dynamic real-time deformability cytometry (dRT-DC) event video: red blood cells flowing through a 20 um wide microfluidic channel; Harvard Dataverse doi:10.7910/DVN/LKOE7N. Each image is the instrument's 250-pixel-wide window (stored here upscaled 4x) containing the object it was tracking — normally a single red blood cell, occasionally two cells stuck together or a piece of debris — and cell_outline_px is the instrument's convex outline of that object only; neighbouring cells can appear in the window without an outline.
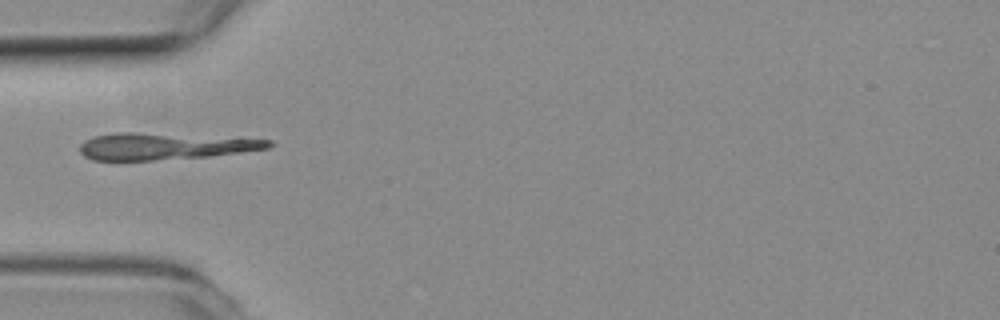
{"species": "common noctule bat (a hibernating species)", "species_latin": "Nyctalus noctula", "temperature_condition": "room temperature", "stored_images_in_passage": 33, "camera_frame_rate_fps": 3000, "um_per_image_px": 0.085, "animal": {"sex": "female", "body_mass_g": 19.3, "forearm_length_mm": 54.1}, "frame": {"image": 1, "passage_image": 1, "time_ms": 0.0, "image_size_px": [1000, 320], "cell_outline_px": [[272, 144], [268, 148], [208, 156], [152, 160], [92, 160], [84, 156], [80, 152], [80, 144], [84, 140], [92, 136], [116, 132], [136, 132], [272, 140]], "centroid_in_image_um": [13.88, 12.43], "position_along_channel_um": 71.1, "area_um2": 28.96}}
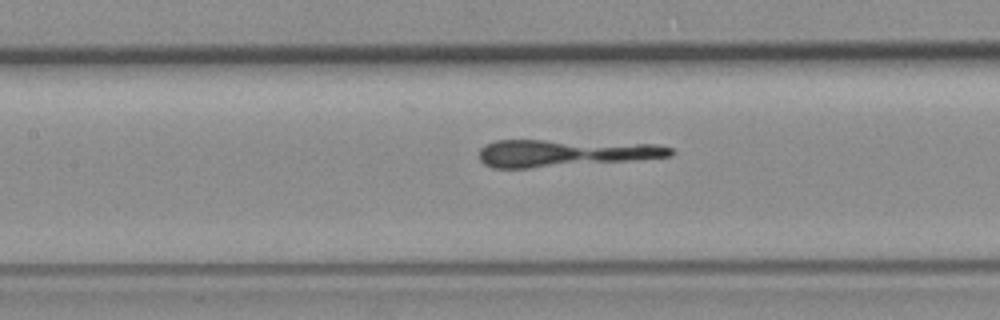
{"frame": {"image": 2, "passage_image": 8, "time_ms": 2.333, "image_size_px": [1000, 320], "cell_outline_px": [[676, 152], [672, 156], [632, 160], [528, 168], [492, 168], [484, 164], [480, 160], [480, 148], [484, 144], [496, 140], [544, 140], [656, 144], [672, 148]], "centroid_in_image_um": [47.98, 13.0], "position_along_channel_um": 159.4, "area_um2": 30.11}}
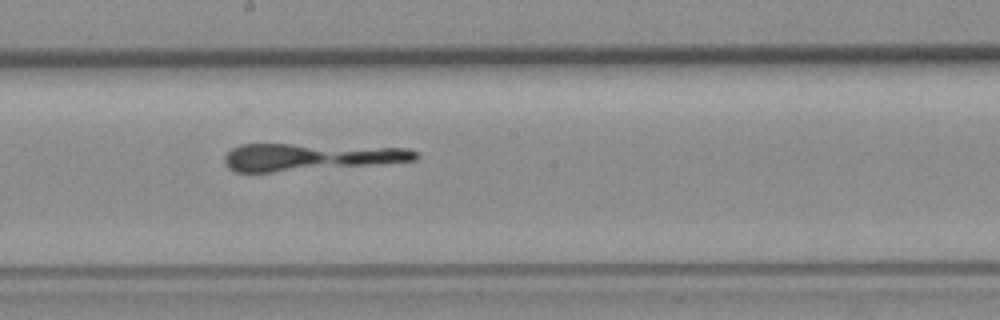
{"frame": {"image": 3, "passage_image": 13, "time_ms": 4.0, "image_size_px": [1000, 320], "cell_outline_px": [[420, 156], [416, 160], [272, 172], [236, 172], [228, 168], [224, 164], [224, 156], [232, 148], [240, 144], [288, 144], [408, 148], [416, 152]], "centroid_in_image_um": [26.27, 13.33], "position_along_channel_um": 221.9, "area_um2": 29.77}}